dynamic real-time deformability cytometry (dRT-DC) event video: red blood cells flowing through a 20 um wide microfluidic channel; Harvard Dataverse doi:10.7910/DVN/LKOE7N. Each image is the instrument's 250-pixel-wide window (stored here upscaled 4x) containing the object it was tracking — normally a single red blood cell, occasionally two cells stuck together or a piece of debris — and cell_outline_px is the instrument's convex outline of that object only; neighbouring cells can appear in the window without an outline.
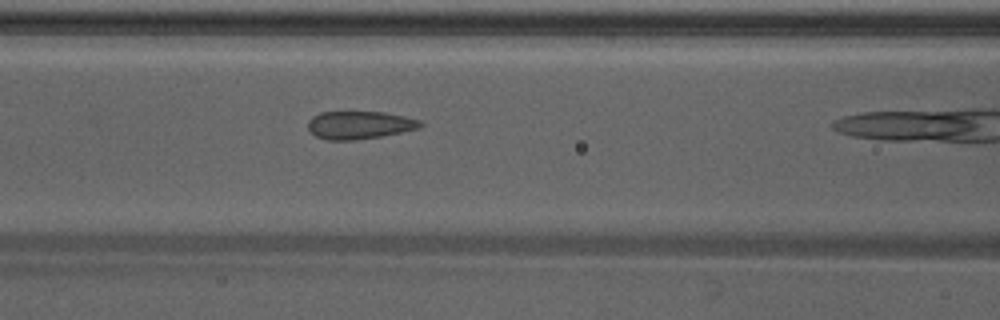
{"species": "Egyptian fruit bat (a non-hibernating species)", "species_latin": "Rousettus aegyptiacus", "temperature_condition": "warm", "stored_images_in_passage": 7, "camera_frame_rate_fps": 3000, "um_per_image_px": 0.085, "animal": {"sex": "male"}, "frame": {"image": 1, "passage_image": 6, "time_ms": 1.667, "image_size_px": [1000, 320], "cell_outline_px": [[424, 124], [420, 128], [380, 136], [352, 140], [328, 140], [316, 136], [308, 128], [308, 120], [312, 116], [320, 112], [384, 112], [404, 116], [420, 120]], "centroid_in_image_um": [30.55, 10.62], "position_along_channel_um": 136.1, "area_um2": 18.15}}